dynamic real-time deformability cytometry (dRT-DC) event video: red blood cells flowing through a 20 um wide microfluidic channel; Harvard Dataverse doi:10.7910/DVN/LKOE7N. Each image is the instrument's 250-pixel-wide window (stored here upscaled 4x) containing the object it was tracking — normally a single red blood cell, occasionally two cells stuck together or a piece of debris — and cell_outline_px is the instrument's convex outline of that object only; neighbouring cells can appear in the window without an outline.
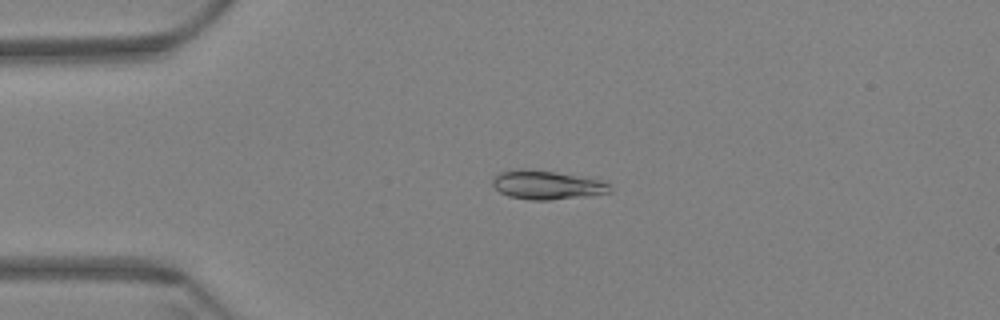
{"species": "Egyptian fruit bat (a non-hibernating species)", "species_latin": "Rousettus aegyptiacus", "temperature_condition": "warm", "stored_images_in_passage": 59, "camera_frame_rate_fps": 3000, "um_per_image_px": 0.085, "animal": {"sex": "female"}, "frame": {"image": 1, "passage_image": 13, "time_ms": 4.0, "image_size_px": [1000, 320], "cell_outline_px": [[612, 192], [588, 196], [548, 200], [532, 200], [508, 196], [500, 192], [492, 184], [492, 180], [500, 172], [516, 168], [524, 168], [596, 176], [608, 184], [612, 188]], "centroid_in_image_um": [46.57, 15.69], "position_along_channel_um": 38.4, "area_um2": 20.4}}
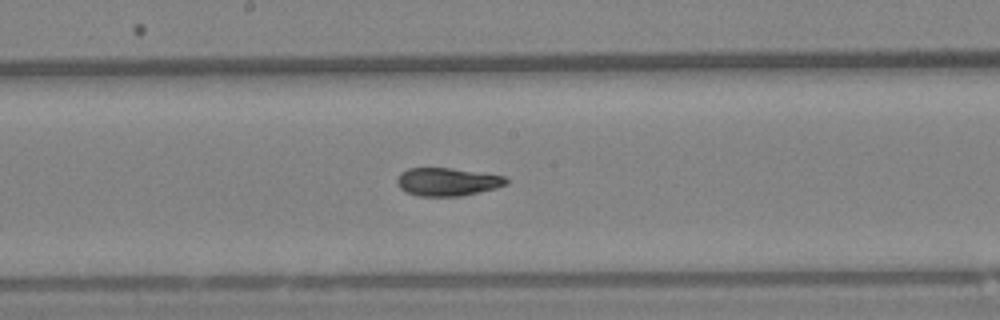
{"frame": {"image": 2, "passage_image": 31, "time_ms": 10.0, "image_size_px": [1000, 320], "cell_outline_px": [[508, 184], [496, 188], [460, 196], [416, 196], [404, 192], [396, 184], [396, 180], [400, 172], [408, 168], [452, 168], [504, 176], [508, 180]], "centroid_in_image_um": [37.97, 15.46], "position_along_channel_um": 210.2, "area_um2": 17.98}}
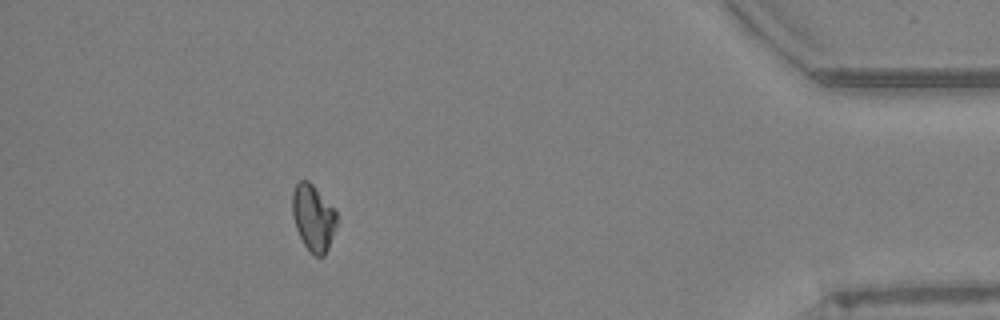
{"frame": {"image": 3, "passage_image": 53, "time_ms": 17.333, "image_size_px": [1000, 320], "cell_outline_px": [[336, 224], [328, 248], [324, 256], [316, 256], [304, 244], [296, 228], [292, 216], [292, 192], [296, 184], [300, 180], [308, 180], [336, 208]], "centroid_in_image_um": [26.62, 18.46], "position_along_channel_um": 408.6, "area_um2": 17.11}, "authors_computed_cell_mechanics": {"area_um2": 18.3226, "velocity_mm_per_s": 3.4136, "shape_relaxation_time_tau1_ms": 4.0872, "shape_relaxation_time_tau2_ms": 1.8024, "deformation_change_tau1": 0.1457, "deformation_change_tau2": 0.0565}}